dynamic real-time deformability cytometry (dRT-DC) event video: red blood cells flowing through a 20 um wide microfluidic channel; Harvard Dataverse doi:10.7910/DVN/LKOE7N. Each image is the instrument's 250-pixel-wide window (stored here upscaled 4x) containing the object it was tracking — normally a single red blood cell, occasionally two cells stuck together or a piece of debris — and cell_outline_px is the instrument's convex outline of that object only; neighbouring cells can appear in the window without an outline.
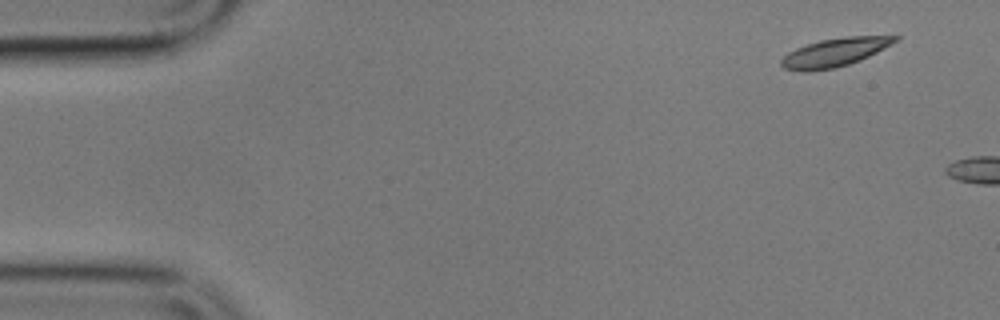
{"species": "common noctule bat (a hibernating species)", "species_latin": "Nyctalus noctula", "temperature_condition": "cold", "stored_images_in_passage": 3, "camera_frame_rate_fps": 3000, "um_per_image_px": 0.085, "animal": {"sex": "male", "body_mass_g": 17.9}, "frame": {"image": 1, "passage_image": 1, "time_ms": 0.0, "image_size_px": [1000, 320], "cell_outline_px": [[900, 36], [896, 40], [884, 48], [860, 60], [848, 64], [832, 68], [808, 72], [800, 72], [784, 68], [780, 64], [780, 60], [788, 52], [796, 48], [820, 40], [848, 36]], "centroid_in_image_um": [70.88, 4.46], "position_along_channel_um": 14.1, "area_um2": 18.61}}